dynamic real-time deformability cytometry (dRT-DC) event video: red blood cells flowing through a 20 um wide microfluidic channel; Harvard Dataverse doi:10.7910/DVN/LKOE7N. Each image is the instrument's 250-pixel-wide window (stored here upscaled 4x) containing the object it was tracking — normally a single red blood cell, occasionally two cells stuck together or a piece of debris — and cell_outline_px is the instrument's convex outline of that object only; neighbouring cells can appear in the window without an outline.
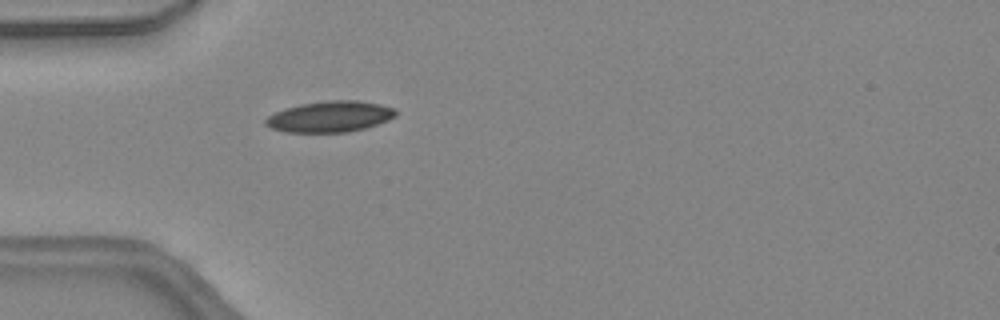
{"species": "common noctule bat (a hibernating species)", "species_latin": "Nyctalus noctula", "temperature_condition": "warm", "stored_images_in_passage": 31, "camera_frame_rate_fps": 3000, "um_per_image_px": 0.085, "animal": {"sex": "female", "body_mass_g": 24.6, "forearm_length_mm": 56.2}, "frame": {"image": 1, "passage_image": 1, "time_ms": 0.0, "image_size_px": [1000, 320], "cell_outline_px": [[396, 116], [388, 120], [364, 128], [348, 132], [288, 132], [272, 128], [264, 124], [264, 120], [268, 116], [284, 108], [300, 104], [332, 100], [356, 100], [380, 104], [396, 108]], "centroid_in_image_um": [28.05, 9.9], "position_along_channel_um": 56.9, "area_um2": 23.41}}
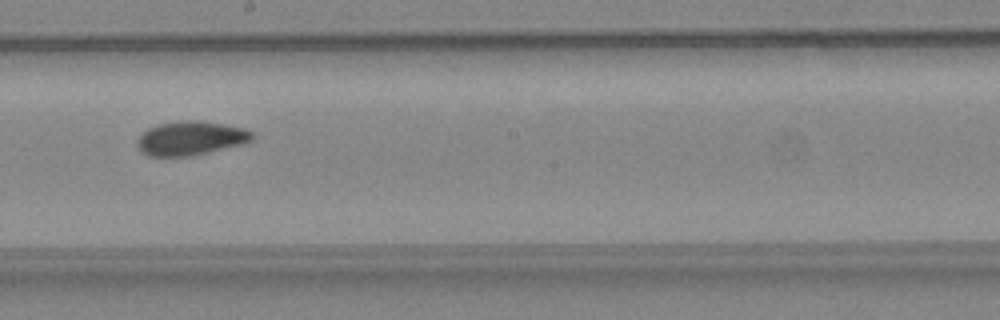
{"frame": {"image": 2, "passage_image": 13, "time_ms": 4.0, "image_size_px": [1000, 320], "cell_outline_px": [[256, 136], [252, 140], [240, 144], [192, 156], [148, 156], [136, 144], [136, 140], [148, 128], [156, 124], [180, 120], [196, 120], [244, 128], [252, 132]], "centroid_in_image_um": [16.19, 11.74], "position_along_channel_um": 232.0, "area_um2": 22.6}}
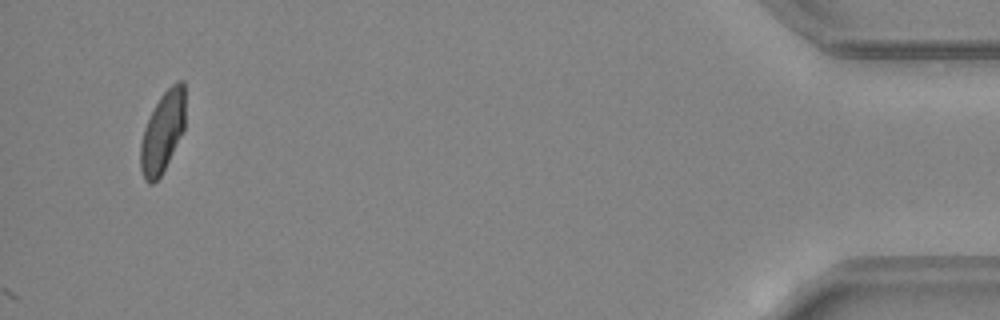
{"frame": {"image": 3, "passage_image": 31, "time_ms": 10.0, "image_size_px": [1000, 320], "cell_outline_px": [[184, 128], [160, 176], [152, 184], [148, 184], [144, 180], [140, 168], [140, 144], [144, 128], [160, 96], [176, 80], [184, 80]], "centroid_in_image_um": [13.8, 11.22], "position_along_channel_um": 421.4, "area_um2": 20.69}, "authors_computed_cell_mechanics": {"area_um2": 22.0796, "velocity_mm_per_s": 4.4917, "shape_relaxation_time_tau1_ms": 5.3502, "shape_relaxation_time_tau2_ms": 1.8683, "deformation_change_tau1": 0.1598, "deformation_change_tau2": 0.058}}